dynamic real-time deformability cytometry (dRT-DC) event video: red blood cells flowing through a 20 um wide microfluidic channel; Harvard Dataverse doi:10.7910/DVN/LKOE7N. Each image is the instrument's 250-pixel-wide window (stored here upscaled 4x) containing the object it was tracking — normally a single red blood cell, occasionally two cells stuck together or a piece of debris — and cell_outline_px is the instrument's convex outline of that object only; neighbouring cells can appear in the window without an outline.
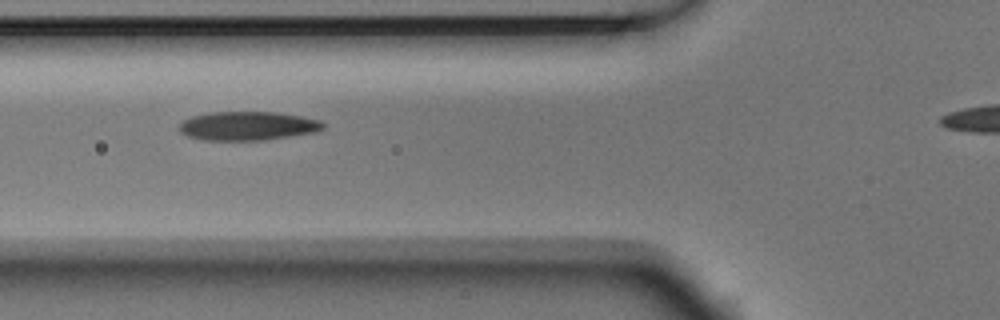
{"species": "Egyptian fruit bat (a non-hibernating species)", "species_latin": "Rousettus aegyptiacus", "temperature_condition": "room temperature", "stored_images_in_passage": 7, "segment_of_instrument_passage": [1, 2], "camera_frame_rate_fps": 3000, "um_per_image_px": 0.085, "animal": {"sex": "male"}, "frame": {"image": 1, "passage_image": 3, "time_ms": 0.667, "image_size_px": [1000, 320], "cell_outline_px": [[324, 128], [316, 132], [264, 140], [204, 140], [188, 136], [180, 132], [180, 124], [184, 120], [192, 116], [212, 112], [276, 112], [300, 116], [320, 120], [324, 124]], "centroid_in_image_um": [21.07, 10.7], "position_along_channel_um": 104.7, "area_um2": 24.04}}
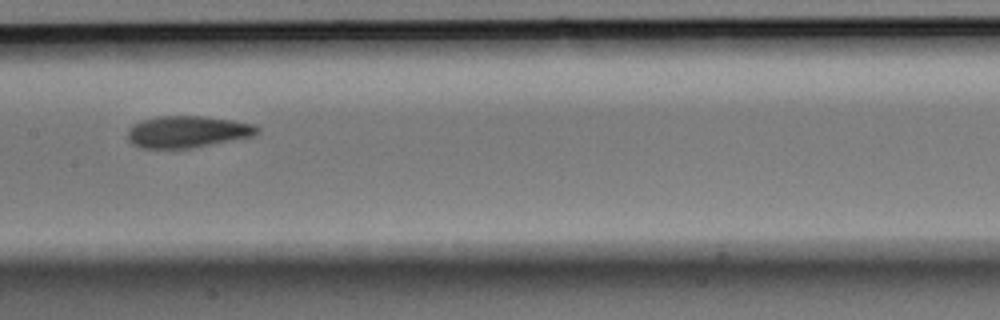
{"frame": {"image": 2, "passage_image": 5, "time_ms": 1.333, "image_size_px": [1000, 320], "cell_outline_px": [[260, 132], [252, 136], [192, 148], [140, 148], [132, 144], [128, 140], [128, 132], [136, 124], [144, 120], [156, 116], [204, 116], [232, 120], [256, 124], [260, 128]], "centroid_in_image_um": [15.98, 11.2], "position_along_channel_um": 191.4, "area_um2": 23.87}}
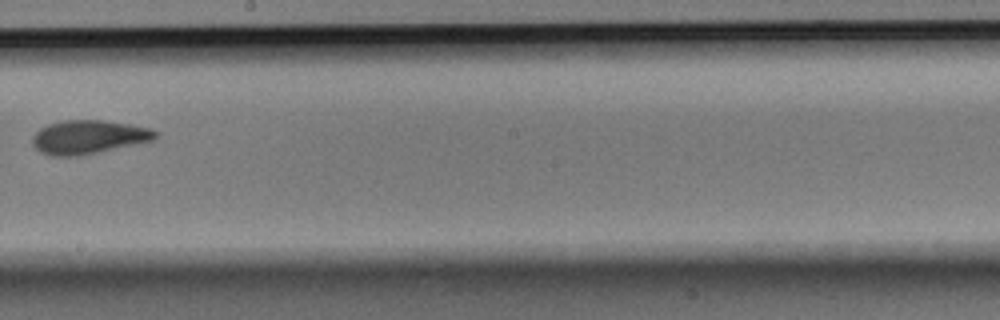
{"frame": {"image": 3, "passage_image": 6, "time_ms": 1.667, "image_size_px": [1000, 320], "cell_outline_px": [[160, 132], [156, 140], [80, 156], [52, 156], [40, 152], [32, 144], [32, 136], [40, 128], [48, 124], [64, 120], [104, 120], [152, 128]], "centroid_in_image_um": [7.56, 11.65], "position_along_channel_um": 240.6, "area_um2": 24.45}}